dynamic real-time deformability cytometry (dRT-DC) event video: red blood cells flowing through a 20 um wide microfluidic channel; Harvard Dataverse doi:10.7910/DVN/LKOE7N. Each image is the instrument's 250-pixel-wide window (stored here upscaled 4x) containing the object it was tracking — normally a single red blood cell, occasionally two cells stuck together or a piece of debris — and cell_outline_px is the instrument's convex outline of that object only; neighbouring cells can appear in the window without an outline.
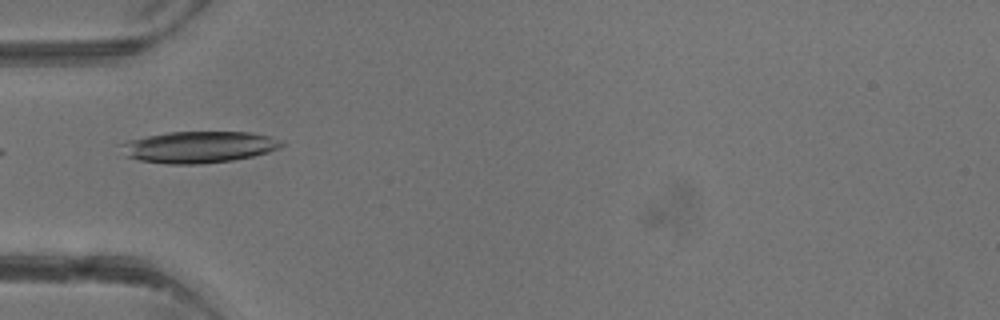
{"species": "common noctule bat (a hibernating species)", "species_latin": "Nyctalus noctula", "temperature_condition": "warm", "stored_images_in_passage": 4, "camera_frame_rate_fps": 3000, "um_per_image_px": 0.085, "animal": {"sex": "male", "body_mass_g": 13.3}, "frame": {"image": 1, "passage_image": 4, "time_ms": 3.333, "image_size_px": [1000, 320], "cell_outline_px": [[288, 144], [280, 148], [268, 152], [252, 156], [232, 160], [200, 164], [168, 164], [140, 160], [124, 156], [116, 144], [128, 140], [168, 132], [252, 132], [284, 140]], "centroid_in_image_um": [16.89, 12.49], "position_along_channel_um": 68.1, "area_um2": 29.88}}